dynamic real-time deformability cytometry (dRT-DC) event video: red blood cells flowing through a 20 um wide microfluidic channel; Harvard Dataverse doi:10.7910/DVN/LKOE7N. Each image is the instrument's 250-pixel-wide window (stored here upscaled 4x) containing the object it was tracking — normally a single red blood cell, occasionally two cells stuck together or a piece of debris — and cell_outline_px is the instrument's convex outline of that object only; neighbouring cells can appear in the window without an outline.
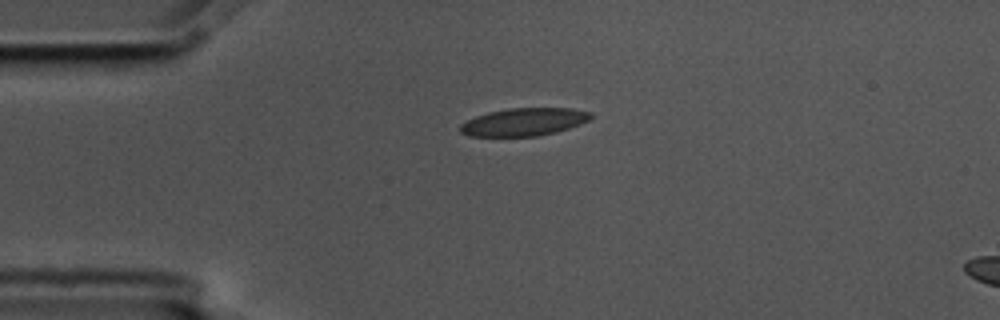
{"species": "common noctule bat (a hibernating species)", "species_latin": "Nyctalus noctula", "temperature_condition": "cold", "stored_images_in_passage": 3, "segment_of_instrument_passage": [1, 2], "camera_frame_rate_fps": 3000, "um_per_image_px": 0.085, "animal": {"sex": "male", "body_mass_g": 17.5, "forearm_length_mm": 52.3}, "frame": {"image": 1, "passage_image": 1, "time_ms": 0.0, "image_size_px": [1000, 320], "cell_outline_px": [[592, 116], [588, 120], [580, 124], [556, 132], [536, 136], [468, 136], [460, 132], [460, 124], [476, 116], [488, 112], [508, 108], [572, 108], [592, 112]], "centroid_in_image_um": [44.53, 10.36], "position_along_channel_um": 40.5, "area_um2": 21.1}}